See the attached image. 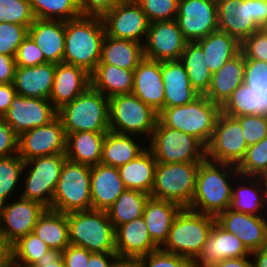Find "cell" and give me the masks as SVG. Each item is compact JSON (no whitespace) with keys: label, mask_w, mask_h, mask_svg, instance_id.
Masks as SVG:
<instances>
[{"label":"cell","mask_w":267,"mask_h":267,"mask_svg":"<svg viewBox=\"0 0 267 267\" xmlns=\"http://www.w3.org/2000/svg\"><path fill=\"white\" fill-rule=\"evenodd\" d=\"M47 208L19 197L17 201L0 206V238L10 248L20 238L33 232L39 217Z\"/></svg>","instance_id":"cell-14"},{"label":"cell","mask_w":267,"mask_h":267,"mask_svg":"<svg viewBox=\"0 0 267 267\" xmlns=\"http://www.w3.org/2000/svg\"><path fill=\"white\" fill-rule=\"evenodd\" d=\"M252 267H267V246L251 252ZM254 261V262H253Z\"/></svg>","instance_id":"cell-63"},{"label":"cell","mask_w":267,"mask_h":267,"mask_svg":"<svg viewBox=\"0 0 267 267\" xmlns=\"http://www.w3.org/2000/svg\"><path fill=\"white\" fill-rule=\"evenodd\" d=\"M106 133L81 131L67 134L66 158L89 166L99 164Z\"/></svg>","instance_id":"cell-35"},{"label":"cell","mask_w":267,"mask_h":267,"mask_svg":"<svg viewBox=\"0 0 267 267\" xmlns=\"http://www.w3.org/2000/svg\"><path fill=\"white\" fill-rule=\"evenodd\" d=\"M150 195L141 191L125 189L106 212L110 222L116 229L143 215L144 206Z\"/></svg>","instance_id":"cell-41"},{"label":"cell","mask_w":267,"mask_h":267,"mask_svg":"<svg viewBox=\"0 0 267 267\" xmlns=\"http://www.w3.org/2000/svg\"><path fill=\"white\" fill-rule=\"evenodd\" d=\"M119 260L116 253L93 252L89 257L87 267H114Z\"/></svg>","instance_id":"cell-58"},{"label":"cell","mask_w":267,"mask_h":267,"mask_svg":"<svg viewBox=\"0 0 267 267\" xmlns=\"http://www.w3.org/2000/svg\"><path fill=\"white\" fill-rule=\"evenodd\" d=\"M215 221V216L182 208L175 216L167 240L160 249L193 262L200 254Z\"/></svg>","instance_id":"cell-4"},{"label":"cell","mask_w":267,"mask_h":267,"mask_svg":"<svg viewBox=\"0 0 267 267\" xmlns=\"http://www.w3.org/2000/svg\"><path fill=\"white\" fill-rule=\"evenodd\" d=\"M164 83V108L192 102L200 94L191 86L183 63L180 60L161 62Z\"/></svg>","instance_id":"cell-27"},{"label":"cell","mask_w":267,"mask_h":267,"mask_svg":"<svg viewBox=\"0 0 267 267\" xmlns=\"http://www.w3.org/2000/svg\"><path fill=\"white\" fill-rule=\"evenodd\" d=\"M243 83L248 87L267 88V62L245 59Z\"/></svg>","instance_id":"cell-53"},{"label":"cell","mask_w":267,"mask_h":267,"mask_svg":"<svg viewBox=\"0 0 267 267\" xmlns=\"http://www.w3.org/2000/svg\"><path fill=\"white\" fill-rule=\"evenodd\" d=\"M10 265L9 247L0 238V267H8Z\"/></svg>","instance_id":"cell-64"},{"label":"cell","mask_w":267,"mask_h":267,"mask_svg":"<svg viewBox=\"0 0 267 267\" xmlns=\"http://www.w3.org/2000/svg\"><path fill=\"white\" fill-rule=\"evenodd\" d=\"M245 57L240 51L212 74L210 88L205 96L220 107L244 80Z\"/></svg>","instance_id":"cell-30"},{"label":"cell","mask_w":267,"mask_h":267,"mask_svg":"<svg viewBox=\"0 0 267 267\" xmlns=\"http://www.w3.org/2000/svg\"><path fill=\"white\" fill-rule=\"evenodd\" d=\"M157 163L202 162L206 159V146L196 137L177 129L156 123L148 147Z\"/></svg>","instance_id":"cell-10"},{"label":"cell","mask_w":267,"mask_h":267,"mask_svg":"<svg viewBox=\"0 0 267 267\" xmlns=\"http://www.w3.org/2000/svg\"><path fill=\"white\" fill-rule=\"evenodd\" d=\"M56 117L57 110L50 100L23 97L16 93L1 119L20 136L25 131L49 124Z\"/></svg>","instance_id":"cell-16"},{"label":"cell","mask_w":267,"mask_h":267,"mask_svg":"<svg viewBox=\"0 0 267 267\" xmlns=\"http://www.w3.org/2000/svg\"><path fill=\"white\" fill-rule=\"evenodd\" d=\"M250 255L251 252L237 235L227 232L215 221L200 254L192 263L193 267H206L226 259Z\"/></svg>","instance_id":"cell-20"},{"label":"cell","mask_w":267,"mask_h":267,"mask_svg":"<svg viewBox=\"0 0 267 267\" xmlns=\"http://www.w3.org/2000/svg\"><path fill=\"white\" fill-rule=\"evenodd\" d=\"M264 181H265V185H266V194H267V174L263 177Z\"/></svg>","instance_id":"cell-66"},{"label":"cell","mask_w":267,"mask_h":267,"mask_svg":"<svg viewBox=\"0 0 267 267\" xmlns=\"http://www.w3.org/2000/svg\"><path fill=\"white\" fill-rule=\"evenodd\" d=\"M15 62L16 67H33L47 63L43 52L29 35H27L19 46L15 56Z\"/></svg>","instance_id":"cell-52"},{"label":"cell","mask_w":267,"mask_h":267,"mask_svg":"<svg viewBox=\"0 0 267 267\" xmlns=\"http://www.w3.org/2000/svg\"><path fill=\"white\" fill-rule=\"evenodd\" d=\"M236 167L242 176L264 177L267 174V136L248 146L243 159Z\"/></svg>","instance_id":"cell-45"},{"label":"cell","mask_w":267,"mask_h":267,"mask_svg":"<svg viewBox=\"0 0 267 267\" xmlns=\"http://www.w3.org/2000/svg\"><path fill=\"white\" fill-rule=\"evenodd\" d=\"M25 161L18 155L0 157V206L7 202L23 177ZM13 192V193H12Z\"/></svg>","instance_id":"cell-44"},{"label":"cell","mask_w":267,"mask_h":267,"mask_svg":"<svg viewBox=\"0 0 267 267\" xmlns=\"http://www.w3.org/2000/svg\"><path fill=\"white\" fill-rule=\"evenodd\" d=\"M180 61L187 71L191 86L205 95L210 88L212 73L210 72L202 48L196 42H187Z\"/></svg>","instance_id":"cell-40"},{"label":"cell","mask_w":267,"mask_h":267,"mask_svg":"<svg viewBox=\"0 0 267 267\" xmlns=\"http://www.w3.org/2000/svg\"><path fill=\"white\" fill-rule=\"evenodd\" d=\"M149 22L173 20L178 13L179 0H135Z\"/></svg>","instance_id":"cell-48"},{"label":"cell","mask_w":267,"mask_h":267,"mask_svg":"<svg viewBox=\"0 0 267 267\" xmlns=\"http://www.w3.org/2000/svg\"><path fill=\"white\" fill-rule=\"evenodd\" d=\"M235 118L240 122L247 146L256 144L267 136V116L243 115Z\"/></svg>","instance_id":"cell-50"},{"label":"cell","mask_w":267,"mask_h":267,"mask_svg":"<svg viewBox=\"0 0 267 267\" xmlns=\"http://www.w3.org/2000/svg\"><path fill=\"white\" fill-rule=\"evenodd\" d=\"M181 209L182 207L173 201L152 197L146 201L142 217L147 225L149 236L159 248L167 240L172 222Z\"/></svg>","instance_id":"cell-31"},{"label":"cell","mask_w":267,"mask_h":267,"mask_svg":"<svg viewBox=\"0 0 267 267\" xmlns=\"http://www.w3.org/2000/svg\"><path fill=\"white\" fill-rule=\"evenodd\" d=\"M104 23L99 16H80L65 21L63 62L81 67L91 74L100 62Z\"/></svg>","instance_id":"cell-2"},{"label":"cell","mask_w":267,"mask_h":267,"mask_svg":"<svg viewBox=\"0 0 267 267\" xmlns=\"http://www.w3.org/2000/svg\"><path fill=\"white\" fill-rule=\"evenodd\" d=\"M101 18L107 36L144 44L150 22L135 0L119 2Z\"/></svg>","instance_id":"cell-13"},{"label":"cell","mask_w":267,"mask_h":267,"mask_svg":"<svg viewBox=\"0 0 267 267\" xmlns=\"http://www.w3.org/2000/svg\"><path fill=\"white\" fill-rule=\"evenodd\" d=\"M158 113L134 94L109 98V129L111 132L151 139Z\"/></svg>","instance_id":"cell-7"},{"label":"cell","mask_w":267,"mask_h":267,"mask_svg":"<svg viewBox=\"0 0 267 267\" xmlns=\"http://www.w3.org/2000/svg\"><path fill=\"white\" fill-rule=\"evenodd\" d=\"M93 252L86 250L85 248L77 247L74 245H68L62 251V258L65 267H87L90 255Z\"/></svg>","instance_id":"cell-56"},{"label":"cell","mask_w":267,"mask_h":267,"mask_svg":"<svg viewBox=\"0 0 267 267\" xmlns=\"http://www.w3.org/2000/svg\"><path fill=\"white\" fill-rule=\"evenodd\" d=\"M30 4L38 19L68 21L82 16L77 0H30Z\"/></svg>","instance_id":"cell-43"},{"label":"cell","mask_w":267,"mask_h":267,"mask_svg":"<svg viewBox=\"0 0 267 267\" xmlns=\"http://www.w3.org/2000/svg\"><path fill=\"white\" fill-rule=\"evenodd\" d=\"M238 179L240 183L238 184L237 182L236 184L234 181V187H232L229 209L252 215L265 214L266 212L263 210L267 208V194L263 177L239 175ZM246 181L247 184L245 183Z\"/></svg>","instance_id":"cell-29"},{"label":"cell","mask_w":267,"mask_h":267,"mask_svg":"<svg viewBox=\"0 0 267 267\" xmlns=\"http://www.w3.org/2000/svg\"><path fill=\"white\" fill-rule=\"evenodd\" d=\"M124 0H77L82 16L102 17L110 11L116 4Z\"/></svg>","instance_id":"cell-55"},{"label":"cell","mask_w":267,"mask_h":267,"mask_svg":"<svg viewBox=\"0 0 267 267\" xmlns=\"http://www.w3.org/2000/svg\"><path fill=\"white\" fill-rule=\"evenodd\" d=\"M34 20L30 0H0V23H16L29 28Z\"/></svg>","instance_id":"cell-46"},{"label":"cell","mask_w":267,"mask_h":267,"mask_svg":"<svg viewBox=\"0 0 267 267\" xmlns=\"http://www.w3.org/2000/svg\"><path fill=\"white\" fill-rule=\"evenodd\" d=\"M28 35L51 63L63 62L65 49V21L38 19L28 28Z\"/></svg>","instance_id":"cell-26"},{"label":"cell","mask_w":267,"mask_h":267,"mask_svg":"<svg viewBox=\"0 0 267 267\" xmlns=\"http://www.w3.org/2000/svg\"><path fill=\"white\" fill-rule=\"evenodd\" d=\"M240 51L245 59L267 62V30L260 28L244 39Z\"/></svg>","instance_id":"cell-51"},{"label":"cell","mask_w":267,"mask_h":267,"mask_svg":"<svg viewBox=\"0 0 267 267\" xmlns=\"http://www.w3.org/2000/svg\"><path fill=\"white\" fill-rule=\"evenodd\" d=\"M67 135L57 116L49 124L23 132L18 139V155L28 161L35 157L66 153Z\"/></svg>","instance_id":"cell-17"},{"label":"cell","mask_w":267,"mask_h":267,"mask_svg":"<svg viewBox=\"0 0 267 267\" xmlns=\"http://www.w3.org/2000/svg\"><path fill=\"white\" fill-rule=\"evenodd\" d=\"M28 35V27L16 23H0V54L15 57Z\"/></svg>","instance_id":"cell-47"},{"label":"cell","mask_w":267,"mask_h":267,"mask_svg":"<svg viewBox=\"0 0 267 267\" xmlns=\"http://www.w3.org/2000/svg\"><path fill=\"white\" fill-rule=\"evenodd\" d=\"M186 44L176 19L151 22L143 44L144 58L160 62L180 60Z\"/></svg>","instance_id":"cell-18"},{"label":"cell","mask_w":267,"mask_h":267,"mask_svg":"<svg viewBox=\"0 0 267 267\" xmlns=\"http://www.w3.org/2000/svg\"><path fill=\"white\" fill-rule=\"evenodd\" d=\"M176 21L187 42L218 30L216 0H179Z\"/></svg>","instance_id":"cell-15"},{"label":"cell","mask_w":267,"mask_h":267,"mask_svg":"<svg viewBox=\"0 0 267 267\" xmlns=\"http://www.w3.org/2000/svg\"><path fill=\"white\" fill-rule=\"evenodd\" d=\"M200 162L157 163L150 197L187 208L194 197Z\"/></svg>","instance_id":"cell-9"},{"label":"cell","mask_w":267,"mask_h":267,"mask_svg":"<svg viewBox=\"0 0 267 267\" xmlns=\"http://www.w3.org/2000/svg\"><path fill=\"white\" fill-rule=\"evenodd\" d=\"M55 76V63L33 67H16L14 87L17 94L31 98H50Z\"/></svg>","instance_id":"cell-28"},{"label":"cell","mask_w":267,"mask_h":267,"mask_svg":"<svg viewBox=\"0 0 267 267\" xmlns=\"http://www.w3.org/2000/svg\"><path fill=\"white\" fill-rule=\"evenodd\" d=\"M32 267H65L62 251L50 249Z\"/></svg>","instance_id":"cell-59"},{"label":"cell","mask_w":267,"mask_h":267,"mask_svg":"<svg viewBox=\"0 0 267 267\" xmlns=\"http://www.w3.org/2000/svg\"><path fill=\"white\" fill-rule=\"evenodd\" d=\"M19 136L0 118V157L18 154Z\"/></svg>","instance_id":"cell-54"},{"label":"cell","mask_w":267,"mask_h":267,"mask_svg":"<svg viewBox=\"0 0 267 267\" xmlns=\"http://www.w3.org/2000/svg\"><path fill=\"white\" fill-rule=\"evenodd\" d=\"M134 85V70L122 69L110 64H97L90 74V86L110 98L131 94Z\"/></svg>","instance_id":"cell-33"},{"label":"cell","mask_w":267,"mask_h":267,"mask_svg":"<svg viewBox=\"0 0 267 267\" xmlns=\"http://www.w3.org/2000/svg\"><path fill=\"white\" fill-rule=\"evenodd\" d=\"M247 148L240 122L235 117L220 112L212 138L206 146V159L237 166Z\"/></svg>","instance_id":"cell-12"},{"label":"cell","mask_w":267,"mask_h":267,"mask_svg":"<svg viewBox=\"0 0 267 267\" xmlns=\"http://www.w3.org/2000/svg\"><path fill=\"white\" fill-rule=\"evenodd\" d=\"M65 153L35 157L25 161L23 173L25 189L20 197L36 201L47 209L51 208L54 191L60 177L62 166L66 160Z\"/></svg>","instance_id":"cell-11"},{"label":"cell","mask_w":267,"mask_h":267,"mask_svg":"<svg viewBox=\"0 0 267 267\" xmlns=\"http://www.w3.org/2000/svg\"><path fill=\"white\" fill-rule=\"evenodd\" d=\"M65 133L89 131L108 132L109 98L89 86L71 103L57 111Z\"/></svg>","instance_id":"cell-5"},{"label":"cell","mask_w":267,"mask_h":267,"mask_svg":"<svg viewBox=\"0 0 267 267\" xmlns=\"http://www.w3.org/2000/svg\"><path fill=\"white\" fill-rule=\"evenodd\" d=\"M202 48L210 72H217L229 59L240 52L241 43L227 32L220 30L196 41Z\"/></svg>","instance_id":"cell-37"},{"label":"cell","mask_w":267,"mask_h":267,"mask_svg":"<svg viewBox=\"0 0 267 267\" xmlns=\"http://www.w3.org/2000/svg\"><path fill=\"white\" fill-rule=\"evenodd\" d=\"M157 249L143 217L115 229V251L120 259L137 260Z\"/></svg>","instance_id":"cell-22"},{"label":"cell","mask_w":267,"mask_h":267,"mask_svg":"<svg viewBox=\"0 0 267 267\" xmlns=\"http://www.w3.org/2000/svg\"><path fill=\"white\" fill-rule=\"evenodd\" d=\"M218 30L240 43L260 29L253 21L252 0H216Z\"/></svg>","instance_id":"cell-21"},{"label":"cell","mask_w":267,"mask_h":267,"mask_svg":"<svg viewBox=\"0 0 267 267\" xmlns=\"http://www.w3.org/2000/svg\"><path fill=\"white\" fill-rule=\"evenodd\" d=\"M114 267H140L137 260L120 259Z\"/></svg>","instance_id":"cell-65"},{"label":"cell","mask_w":267,"mask_h":267,"mask_svg":"<svg viewBox=\"0 0 267 267\" xmlns=\"http://www.w3.org/2000/svg\"><path fill=\"white\" fill-rule=\"evenodd\" d=\"M221 112L231 117L243 115L267 116V88L239 85L221 106Z\"/></svg>","instance_id":"cell-32"},{"label":"cell","mask_w":267,"mask_h":267,"mask_svg":"<svg viewBox=\"0 0 267 267\" xmlns=\"http://www.w3.org/2000/svg\"><path fill=\"white\" fill-rule=\"evenodd\" d=\"M206 267H252V260H250V256H244L241 258L226 259Z\"/></svg>","instance_id":"cell-62"},{"label":"cell","mask_w":267,"mask_h":267,"mask_svg":"<svg viewBox=\"0 0 267 267\" xmlns=\"http://www.w3.org/2000/svg\"><path fill=\"white\" fill-rule=\"evenodd\" d=\"M50 248L33 232L20 238L10 248V265L32 267Z\"/></svg>","instance_id":"cell-42"},{"label":"cell","mask_w":267,"mask_h":267,"mask_svg":"<svg viewBox=\"0 0 267 267\" xmlns=\"http://www.w3.org/2000/svg\"><path fill=\"white\" fill-rule=\"evenodd\" d=\"M16 93L13 83L0 84V118H2L10 108V104Z\"/></svg>","instance_id":"cell-60"},{"label":"cell","mask_w":267,"mask_h":267,"mask_svg":"<svg viewBox=\"0 0 267 267\" xmlns=\"http://www.w3.org/2000/svg\"><path fill=\"white\" fill-rule=\"evenodd\" d=\"M143 59V44L106 35L98 64H110L122 69L134 70Z\"/></svg>","instance_id":"cell-36"},{"label":"cell","mask_w":267,"mask_h":267,"mask_svg":"<svg viewBox=\"0 0 267 267\" xmlns=\"http://www.w3.org/2000/svg\"><path fill=\"white\" fill-rule=\"evenodd\" d=\"M253 21L259 28L267 25V0H252Z\"/></svg>","instance_id":"cell-61"},{"label":"cell","mask_w":267,"mask_h":267,"mask_svg":"<svg viewBox=\"0 0 267 267\" xmlns=\"http://www.w3.org/2000/svg\"><path fill=\"white\" fill-rule=\"evenodd\" d=\"M125 189L117 167L91 166V209L106 211Z\"/></svg>","instance_id":"cell-25"},{"label":"cell","mask_w":267,"mask_h":267,"mask_svg":"<svg viewBox=\"0 0 267 267\" xmlns=\"http://www.w3.org/2000/svg\"><path fill=\"white\" fill-rule=\"evenodd\" d=\"M140 267H193L188 258L168 253L160 248L137 259Z\"/></svg>","instance_id":"cell-49"},{"label":"cell","mask_w":267,"mask_h":267,"mask_svg":"<svg viewBox=\"0 0 267 267\" xmlns=\"http://www.w3.org/2000/svg\"><path fill=\"white\" fill-rule=\"evenodd\" d=\"M136 138L137 136L108 131L103 141L100 163L118 168L135 159L146 149L137 143Z\"/></svg>","instance_id":"cell-38"},{"label":"cell","mask_w":267,"mask_h":267,"mask_svg":"<svg viewBox=\"0 0 267 267\" xmlns=\"http://www.w3.org/2000/svg\"><path fill=\"white\" fill-rule=\"evenodd\" d=\"M220 112L218 104L205 95H199L188 104L163 108L158 113V120L168 128L196 137L207 146Z\"/></svg>","instance_id":"cell-3"},{"label":"cell","mask_w":267,"mask_h":267,"mask_svg":"<svg viewBox=\"0 0 267 267\" xmlns=\"http://www.w3.org/2000/svg\"><path fill=\"white\" fill-rule=\"evenodd\" d=\"M239 175L235 165L213 162L208 159L200 162L194 197L187 208L215 217L226 211L231 204L234 181L232 178L236 179Z\"/></svg>","instance_id":"cell-1"},{"label":"cell","mask_w":267,"mask_h":267,"mask_svg":"<svg viewBox=\"0 0 267 267\" xmlns=\"http://www.w3.org/2000/svg\"><path fill=\"white\" fill-rule=\"evenodd\" d=\"M33 233L51 250L63 251L70 244L67 214L46 209L39 217Z\"/></svg>","instance_id":"cell-39"},{"label":"cell","mask_w":267,"mask_h":267,"mask_svg":"<svg viewBox=\"0 0 267 267\" xmlns=\"http://www.w3.org/2000/svg\"><path fill=\"white\" fill-rule=\"evenodd\" d=\"M50 209L65 214L91 209V166L65 160Z\"/></svg>","instance_id":"cell-8"},{"label":"cell","mask_w":267,"mask_h":267,"mask_svg":"<svg viewBox=\"0 0 267 267\" xmlns=\"http://www.w3.org/2000/svg\"><path fill=\"white\" fill-rule=\"evenodd\" d=\"M70 245L91 252L116 253L115 228L104 210H86L67 214Z\"/></svg>","instance_id":"cell-6"},{"label":"cell","mask_w":267,"mask_h":267,"mask_svg":"<svg viewBox=\"0 0 267 267\" xmlns=\"http://www.w3.org/2000/svg\"><path fill=\"white\" fill-rule=\"evenodd\" d=\"M90 86V74L68 63L55 64V76L49 100L58 111Z\"/></svg>","instance_id":"cell-24"},{"label":"cell","mask_w":267,"mask_h":267,"mask_svg":"<svg viewBox=\"0 0 267 267\" xmlns=\"http://www.w3.org/2000/svg\"><path fill=\"white\" fill-rule=\"evenodd\" d=\"M266 217L264 215L242 213L228 208L215 218L224 230L237 235L245 247L253 252L267 246Z\"/></svg>","instance_id":"cell-19"},{"label":"cell","mask_w":267,"mask_h":267,"mask_svg":"<svg viewBox=\"0 0 267 267\" xmlns=\"http://www.w3.org/2000/svg\"><path fill=\"white\" fill-rule=\"evenodd\" d=\"M16 69L15 57L0 54V84L14 82Z\"/></svg>","instance_id":"cell-57"},{"label":"cell","mask_w":267,"mask_h":267,"mask_svg":"<svg viewBox=\"0 0 267 267\" xmlns=\"http://www.w3.org/2000/svg\"><path fill=\"white\" fill-rule=\"evenodd\" d=\"M156 164L152 151L146 147L135 159L118 167L125 188L150 195L154 185Z\"/></svg>","instance_id":"cell-34"},{"label":"cell","mask_w":267,"mask_h":267,"mask_svg":"<svg viewBox=\"0 0 267 267\" xmlns=\"http://www.w3.org/2000/svg\"><path fill=\"white\" fill-rule=\"evenodd\" d=\"M132 94L159 113L164 108L161 62L144 58L134 69Z\"/></svg>","instance_id":"cell-23"}]
</instances>
